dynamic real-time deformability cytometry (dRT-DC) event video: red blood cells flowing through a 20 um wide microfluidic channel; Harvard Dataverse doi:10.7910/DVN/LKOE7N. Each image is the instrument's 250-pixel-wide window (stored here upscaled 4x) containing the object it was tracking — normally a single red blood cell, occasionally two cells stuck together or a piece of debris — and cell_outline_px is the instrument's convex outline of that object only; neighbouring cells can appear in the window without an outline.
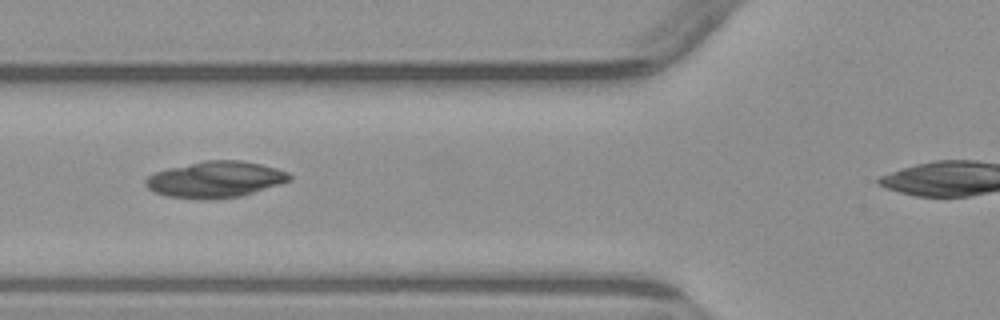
{"species": "common noctule bat (a hibernating species)", "species_latin": "Nyctalus noctula", "temperature_condition": "warm", "stored_images_in_passage": 5, "camera_frame_rate_fps": 3000, "um_per_image_px": 0.085, "animal": {"sex": "male", "body_mass_g": 23.1, "forearm_length_mm": 52.7}, "frame": {"image": 1, "passage_image": 2, "time_ms": 1.0, "image_size_px": [1000, 320], "cell_outline_px": [[292, 180], [280, 184], [240, 196], [216, 200], [200, 200], [168, 196], [152, 192], [144, 184], [144, 180], [148, 176], [156, 172], [168, 168], [204, 160], [240, 160], [260, 164], [276, 168], [288, 172], [292, 176]], "centroid_in_image_um": [18.29, 15.26], "position_along_channel_um": 107.5, "area_um2": 30.63}}
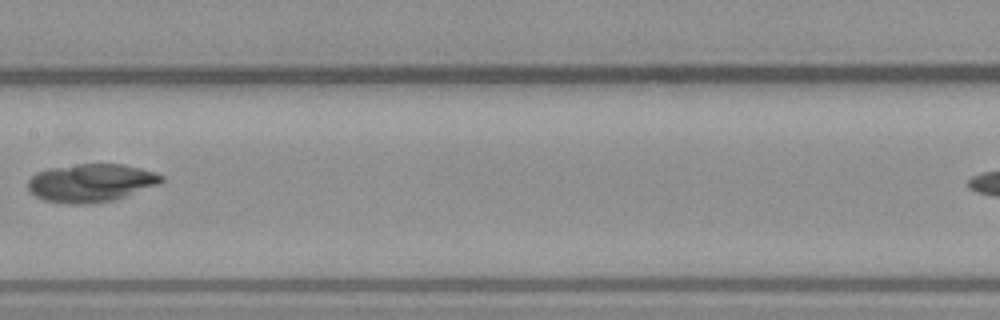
{"frame": {"image": 2, "passage_image": 4, "time_ms": 3.333, "image_size_px": [1000, 320], "cell_outline_px": [[164, 180], [160, 184], [112, 200], [84, 204], [68, 204], [44, 200], [36, 196], [28, 188], [28, 180], [36, 172], [48, 168], [80, 164], [120, 164], [140, 168], [156, 172], [164, 176]], "centroid_in_image_um": [7.73, 15.53], "position_along_channel_um": 199.7, "area_um2": 29.48}}
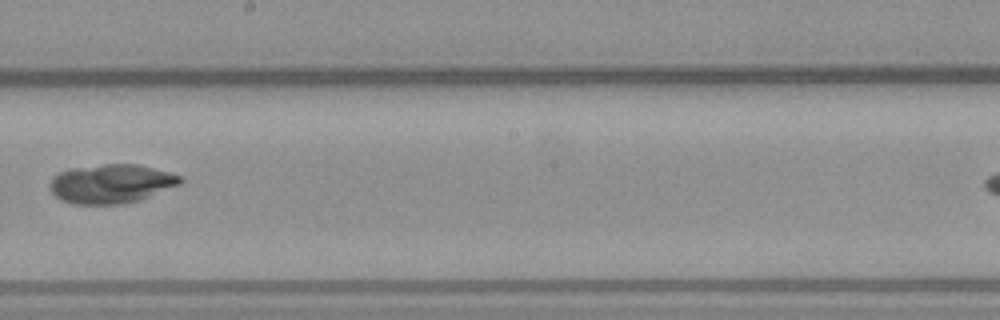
{"frame": {"image": 3, "passage_image": 5, "time_ms": 4.333, "image_size_px": [1000, 320], "cell_outline_px": [[184, 180], [180, 184], [136, 200], [120, 204], [72, 204], [60, 200], [52, 192], [52, 180], [60, 172], [72, 168], [104, 164], [140, 164], [168, 172], [180, 176]], "centroid_in_image_um": [9.45, 15.61], "position_along_channel_um": 238.7, "area_um2": 29.07}}